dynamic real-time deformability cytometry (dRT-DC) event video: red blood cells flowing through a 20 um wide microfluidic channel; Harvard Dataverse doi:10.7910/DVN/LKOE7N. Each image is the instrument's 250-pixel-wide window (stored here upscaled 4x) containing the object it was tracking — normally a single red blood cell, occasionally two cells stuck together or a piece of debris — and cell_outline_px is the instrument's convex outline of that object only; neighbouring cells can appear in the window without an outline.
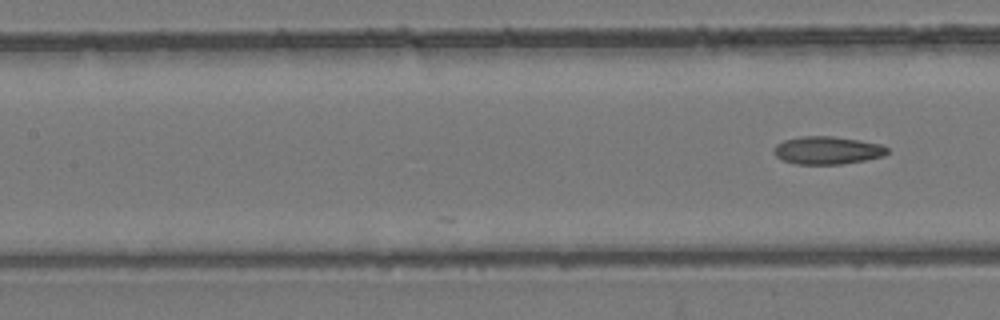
{"species": "common noctule bat (a hibernating species)", "species_latin": "Nyctalus noctula", "temperature_condition": "room temperature", "stored_images_in_passage": 23, "camera_frame_rate_fps": 3000, "um_per_image_px": 0.085, "animal": {"sex": "female", "body_mass_g": 24.6, "forearm_length_mm": 56.2}, "frame": {"image": 1, "passage_image": 23, "time_ms": 7.333, "image_size_px": [1000, 320], "cell_outline_px": [[888, 152], [884, 156], [864, 160], [840, 164], [796, 164], [784, 160], [776, 156], [772, 152], [772, 148], [776, 144], [784, 140], [800, 136], [832, 136], [860, 140], [880, 144], [888, 148]], "centroid_in_image_um": [70.29, 12.77], "position_along_channel_um": 137.1, "area_um2": 18.44}}